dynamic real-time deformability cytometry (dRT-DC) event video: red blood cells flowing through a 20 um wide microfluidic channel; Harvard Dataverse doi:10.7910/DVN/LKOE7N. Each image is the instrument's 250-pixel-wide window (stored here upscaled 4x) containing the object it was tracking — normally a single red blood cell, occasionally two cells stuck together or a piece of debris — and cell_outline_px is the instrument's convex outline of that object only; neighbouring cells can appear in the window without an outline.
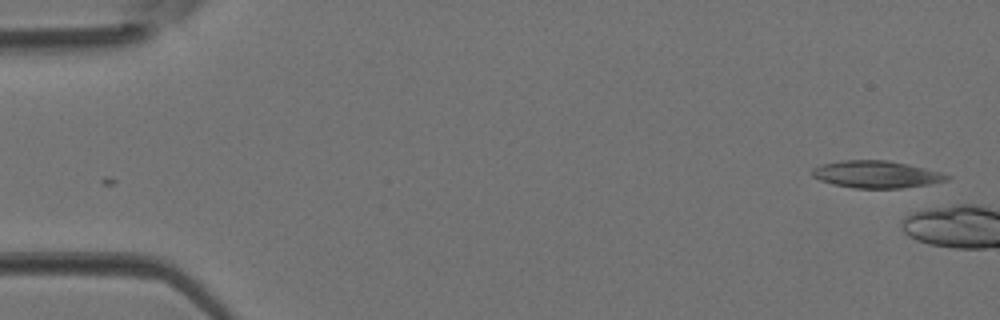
{"species": "Egyptian fruit bat (a non-hibernating species)", "species_latin": "Rousettus aegyptiacus", "temperature_condition": "room temperature", "stored_images_in_passage": 2, "camera_frame_rate_fps": 3000, "um_per_image_px": 0.085, "animal": {"sex": "female"}, "frame": {"image": 1, "passage_image": 2, "time_ms": 0.333, "image_size_px": [1000, 320], "cell_outline_px": [[952, 176], [948, 180], [928, 184], [900, 188], [856, 188], [832, 184], [820, 180], [812, 176], [812, 168], [824, 164], [840, 160], [888, 160], [908, 164], [940, 172]], "centroid_in_image_um": [74.48, 14.81], "position_along_channel_um": 10.5, "area_um2": 21.21}}